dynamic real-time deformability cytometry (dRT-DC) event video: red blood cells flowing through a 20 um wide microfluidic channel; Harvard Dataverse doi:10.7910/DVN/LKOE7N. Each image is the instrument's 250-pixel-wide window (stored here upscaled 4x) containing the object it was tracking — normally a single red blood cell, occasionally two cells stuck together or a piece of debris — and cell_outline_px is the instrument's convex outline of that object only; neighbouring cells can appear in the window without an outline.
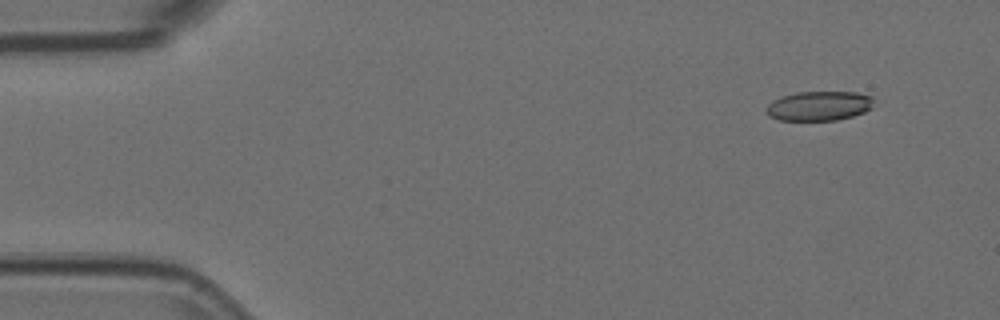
{"species": "Egyptian fruit bat (a non-hibernating species)", "species_latin": "Rousettus aegyptiacus", "temperature_condition": "room temperature", "stored_images_in_passage": 6, "camera_frame_rate_fps": 3000, "um_per_image_px": 0.085, "animal": {"sex": "female"}, "frame": {"image": 1, "passage_image": 2, "time_ms": 0.333, "image_size_px": [1000, 320], "cell_outline_px": [[872, 108], [864, 112], [852, 116], [836, 120], [780, 120], [768, 116], [764, 112], [764, 108], [772, 100], [780, 96], [796, 92], [856, 92], [872, 96]], "centroid_in_image_um": [69.56, 9.0], "position_along_channel_um": 15.4, "area_um2": 18.67}}
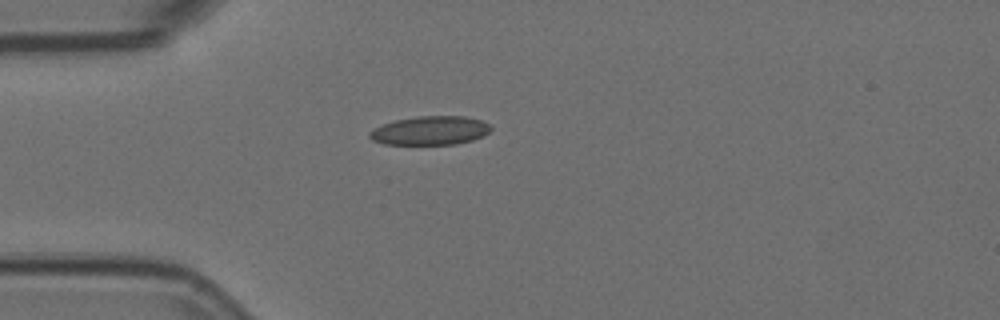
{"frame": {"image": 2, "passage_image": 5, "time_ms": 1.333, "image_size_px": [1000, 320], "cell_outline_px": [[492, 128], [484, 136], [472, 140], [456, 144], [384, 144], [372, 140], [368, 136], [368, 132], [384, 124], [396, 120], [416, 116], [464, 116], [480, 120], [488, 124]], "centroid_in_image_um": [36.57, 11.1], "position_along_channel_um": 48.4, "area_um2": 20.23}}